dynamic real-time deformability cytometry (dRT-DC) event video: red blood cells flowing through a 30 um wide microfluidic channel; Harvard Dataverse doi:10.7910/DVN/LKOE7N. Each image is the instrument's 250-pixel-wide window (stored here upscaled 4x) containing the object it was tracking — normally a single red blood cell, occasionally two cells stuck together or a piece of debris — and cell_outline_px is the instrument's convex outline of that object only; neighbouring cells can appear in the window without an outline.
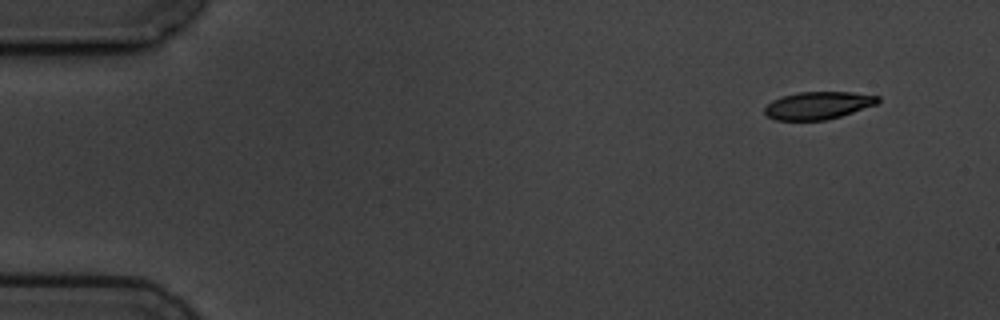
{"species": "common noctule bat (a hibernating species)", "species_latin": "Nyctalus noctula", "temperature_condition": "cold", "stored_images_in_passage": 8, "camera_frame_rate_fps": 3000, "um_per_image_px": 0.085, "animal": {"sex": "male", "body_mass_g": 19.5, "forearm_length_mm": 54.6}, "frame": {"image": 1, "passage_image": 1, "time_ms": 0.0, "image_size_px": [1000, 320], "cell_outline_px": [[880, 100], [876, 104], [840, 116], [824, 120], [776, 120], [768, 116], [764, 112], [764, 108], [772, 100], [780, 96], [800, 92], [852, 92], [880, 96]], "centroid_in_image_um": [69.52, 8.95], "position_along_channel_um": 15.5, "area_um2": 18.09}}
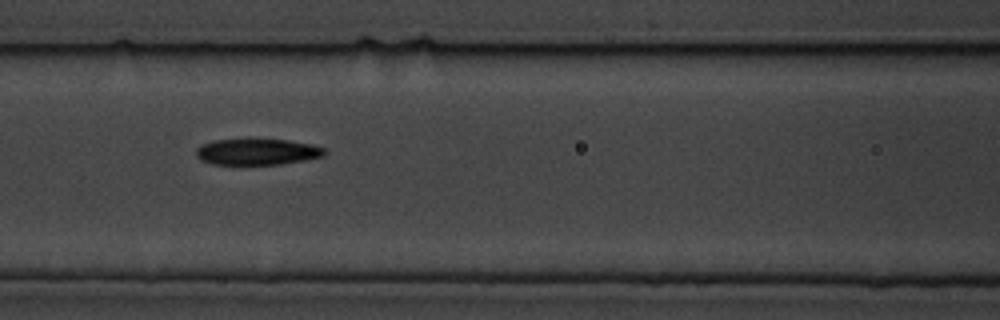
{"frame": {"image": 2, "passage_image": 7, "time_ms": 6.667, "image_size_px": [1000, 320], "cell_outline_px": [[328, 152], [324, 156], [304, 160], [280, 164], [212, 164], [200, 160], [196, 156], [196, 148], [200, 144], [212, 140], [248, 136], [288, 140], [312, 144], [324, 148]], "centroid_in_image_um": [21.81, 12.85], "position_along_channel_um": 144.8, "area_um2": 20.63}}
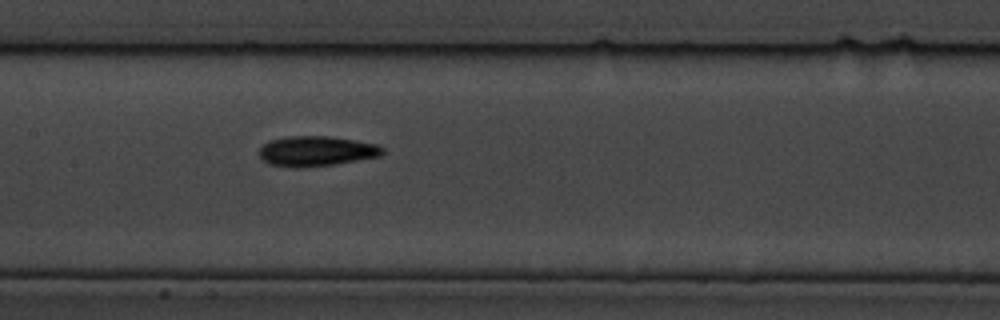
{"frame": {"image": 3, "passage_image": 8, "time_ms": 7.667, "image_size_px": [1000, 320], "cell_outline_px": [[384, 152], [380, 156], [332, 164], [292, 168], [268, 164], [260, 156], [260, 148], [268, 140], [288, 136], [328, 136], [356, 140], [376, 144], [384, 148]], "centroid_in_image_um": [26.87, 12.83], "position_along_channel_um": 180.5, "area_um2": 21.5}}